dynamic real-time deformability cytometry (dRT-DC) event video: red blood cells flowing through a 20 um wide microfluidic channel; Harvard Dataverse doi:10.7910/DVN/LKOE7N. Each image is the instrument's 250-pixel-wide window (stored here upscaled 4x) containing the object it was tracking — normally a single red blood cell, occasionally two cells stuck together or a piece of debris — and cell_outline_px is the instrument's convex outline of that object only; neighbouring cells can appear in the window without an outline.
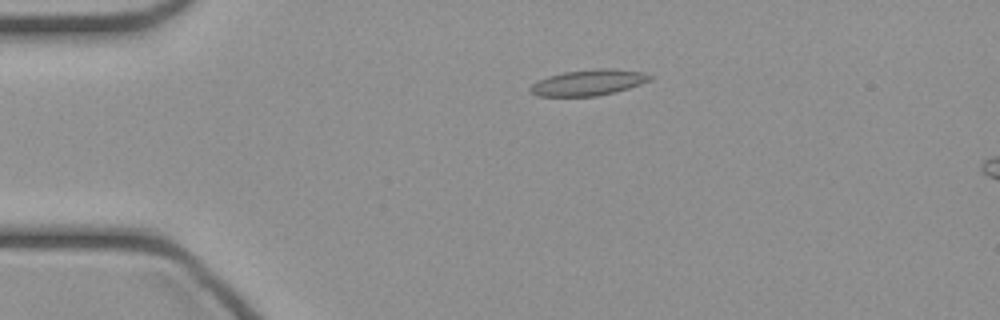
{"species": "common noctule bat (a hibernating species)", "species_latin": "Nyctalus noctula", "temperature_condition": "cold", "stored_images_in_passage": 43, "camera_frame_rate_fps": 3000, "um_per_image_px": 0.085, "animal": {"sex": "female", "body_mass_g": 21.9}, "frame": {"image": 1, "passage_image": 6, "time_ms": 1.667, "image_size_px": [1000, 320], "cell_outline_px": [[652, 80], [628, 88], [596, 96], [536, 96], [528, 88], [532, 84], [548, 76], [564, 72], [592, 68], [608, 68], [644, 72], [652, 76]], "centroid_in_image_um": [50.02, 7.0], "position_along_channel_um": 35.0, "area_um2": 17.98}}
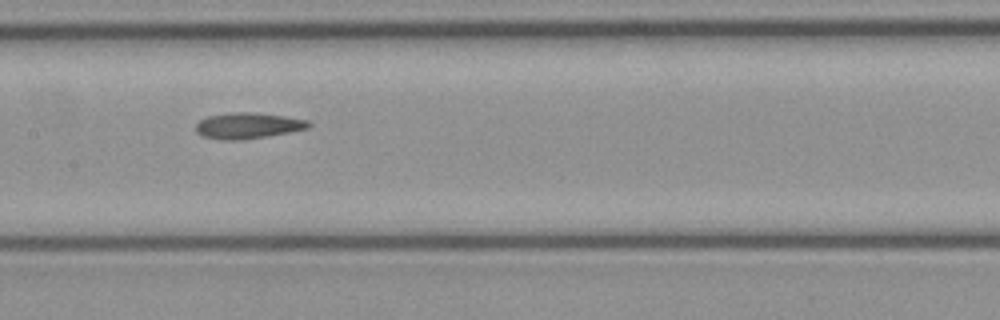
{"frame": {"image": 2, "passage_image": 19, "time_ms": 6.0, "image_size_px": [1000, 320], "cell_outline_px": [[312, 124], [308, 128], [268, 136], [244, 140], [220, 140], [204, 136], [196, 132], [196, 124], [200, 120], [208, 116], [232, 112], [252, 112], [284, 116], [308, 120]], "centroid_in_image_um": [21.07, 10.68], "position_along_channel_um": 186.3, "area_um2": 17.05}}
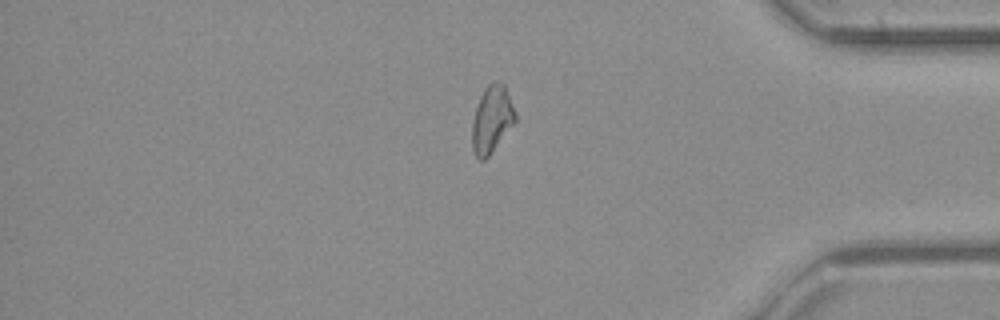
{"frame": {"image": 3, "passage_image": 35, "time_ms": 11.333, "image_size_px": [1000, 320], "cell_outline_px": [[516, 120], [488, 156], [484, 160], [480, 160], [476, 156], [472, 148], [472, 120], [480, 96], [484, 88], [492, 80], [496, 80], [504, 84], [516, 112]], "centroid_in_image_um": [41.79, 10.1], "position_along_channel_um": 393.4, "area_um2": 16.76}}